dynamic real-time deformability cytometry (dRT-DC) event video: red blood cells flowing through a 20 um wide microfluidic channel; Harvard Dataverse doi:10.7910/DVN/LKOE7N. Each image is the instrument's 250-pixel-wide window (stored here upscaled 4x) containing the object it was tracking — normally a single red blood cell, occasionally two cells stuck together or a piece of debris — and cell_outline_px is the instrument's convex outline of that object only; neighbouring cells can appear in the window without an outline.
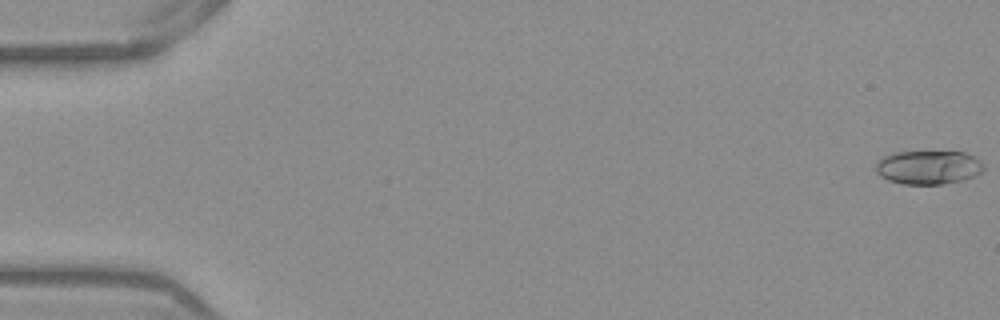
{"species": "Egyptian fruit bat (a non-hibernating species)", "species_latin": "Rousettus aegyptiacus", "temperature_condition": "warm", "stored_images_in_passage": 53, "camera_frame_rate_fps": 3000, "um_per_image_px": 0.085, "frame": {"image": 1, "passage_image": 1, "time_ms": 0.0, "image_size_px": [1000, 320], "cell_outline_px": [[984, 168], [976, 176], [964, 180], [940, 184], [900, 184], [888, 180], [880, 176], [876, 172], [876, 164], [884, 156], [892, 152], [964, 152], [976, 156], [980, 160]], "centroid_in_image_um": [78.92, 14.23], "position_along_channel_um": 6.1, "area_um2": 21.33}}
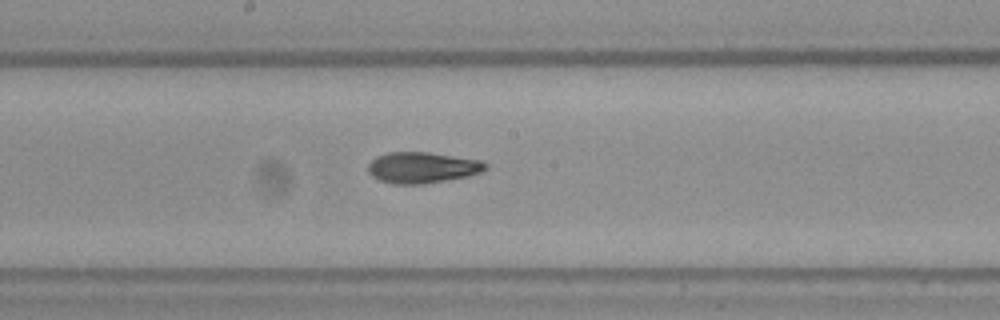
{"frame": {"image": 2, "passage_image": 29, "time_ms": 9.333, "image_size_px": [1000, 320], "cell_outline_px": [[488, 168], [484, 172], [468, 176], [424, 184], [396, 184], [380, 180], [372, 176], [368, 172], [368, 164], [376, 156], [388, 152], [428, 152], [484, 160], [488, 164]], "centroid_in_image_um": [35.95, 14.23], "position_along_channel_um": 212.3, "area_um2": 21.5}}
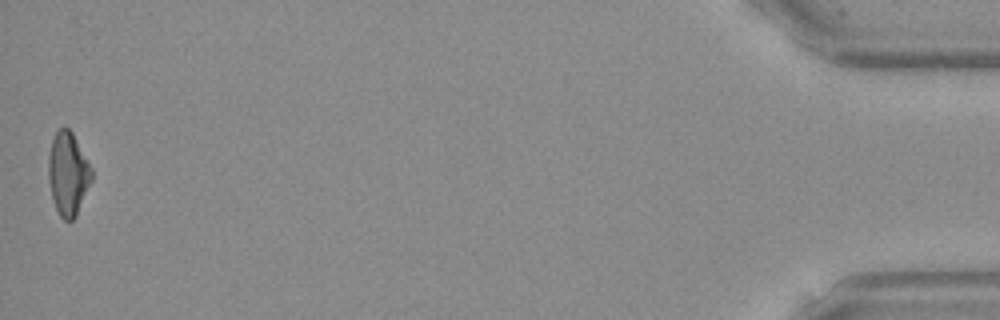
{"frame": {"image": 3, "passage_image": 53, "time_ms": 17.333, "image_size_px": [1000, 320], "cell_outline_px": [[92, 180], [76, 216], [72, 220], [64, 220], [60, 216], [56, 208], [52, 196], [48, 180], [48, 156], [52, 140], [56, 132], [60, 128], [68, 128], [72, 132], [88, 160], [92, 168]], "centroid_in_image_um": [5.78, 14.76], "position_along_channel_um": 429.4, "area_um2": 20.87}, "authors_computed_cell_mechanics": {"area_um2": 20.9814, "velocity_mm_per_s": 3.8953, "shape_relaxation_time_tau1_ms": 11.3567, "shape_relaxation_time_tau2_ms": 3.2201, "deformation_change_tau1": 0.2686, "deformation_change_tau2": 0.1143}}